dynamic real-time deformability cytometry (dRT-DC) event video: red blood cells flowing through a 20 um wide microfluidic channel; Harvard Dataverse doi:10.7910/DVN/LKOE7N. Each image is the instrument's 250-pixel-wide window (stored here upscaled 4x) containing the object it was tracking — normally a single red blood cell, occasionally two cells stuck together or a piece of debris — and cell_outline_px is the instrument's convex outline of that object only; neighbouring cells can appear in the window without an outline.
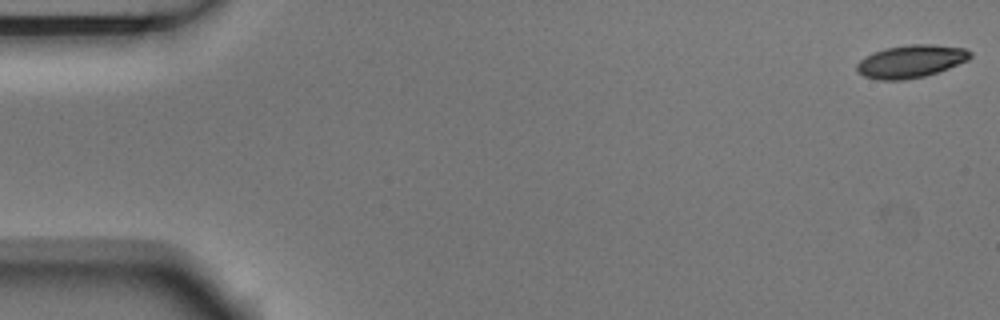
{"species": "Egyptian fruit bat (a non-hibernating species)", "species_latin": "Rousettus aegyptiacus", "temperature_condition": "room temperature", "stored_images_in_passage": 8, "camera_frame_rate_fps": 3000, "um_per_image_px": 0.085, "animal": {"sex": "male"}, "frame": {"image": 1, "passage_image": 1, "time_ms": 0.0, "image_size_px": [1000, 320], "cell_outline_px": [[972, 56], [968, 60], [948, 68], [924, 76], [904, 80], [880, 80], [864, 76], [856, 72], [856, 64], [860, 60], [884, 48], [912, 44], [932, 44], [964, 48], [972, 52]], "centroid_in_image_um": [77.43, 5.21], "position_along_channel_um": 7.6, "area_um2": 21.5}}